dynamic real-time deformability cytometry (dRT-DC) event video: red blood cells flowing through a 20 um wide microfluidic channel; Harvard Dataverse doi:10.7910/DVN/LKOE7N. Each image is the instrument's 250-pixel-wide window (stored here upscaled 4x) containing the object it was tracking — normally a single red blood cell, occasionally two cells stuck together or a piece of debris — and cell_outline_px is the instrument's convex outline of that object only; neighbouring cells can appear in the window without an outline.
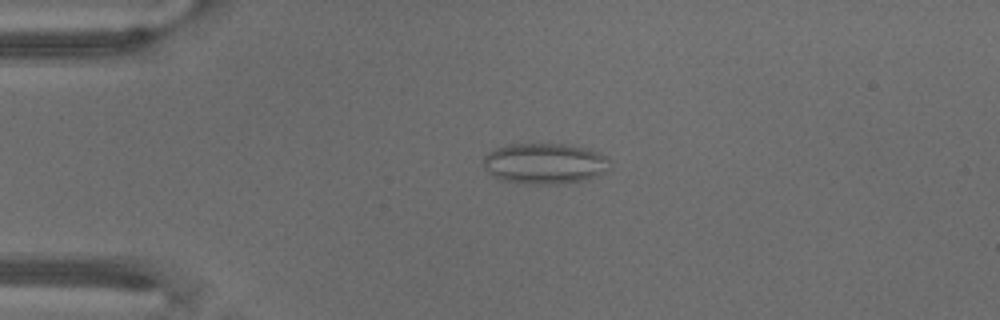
{"species": "common noctule bat (a hibernating species)", "species_latin": "Nyctalus noctula", "temperature_condition": "warm", "stored_images_in_passage": 52, "camera_frame_rate_fps": 3000, "um_per_image_px": 0.085, "animal": {"sex": "male", "body_mass_g": 18.8}, "frame": {"image": 1, "passage_image": 17, "time_ms": 5.333, "image_size_px": [1000, 320], "cell_outline_px": [[612, 168], [588, 180], [560, 184], [520, 184], [500, 180], [492, 176], [480, 164], [484, 156], [488, 152], [496, 148], [508, 144], [572, 144], [588, 148], [600, 152], [608, 156]], "centroid_in_image_um": [46.31, 13.9], "position_along_channel_um": 38.7, "area_um2": 31.04}}
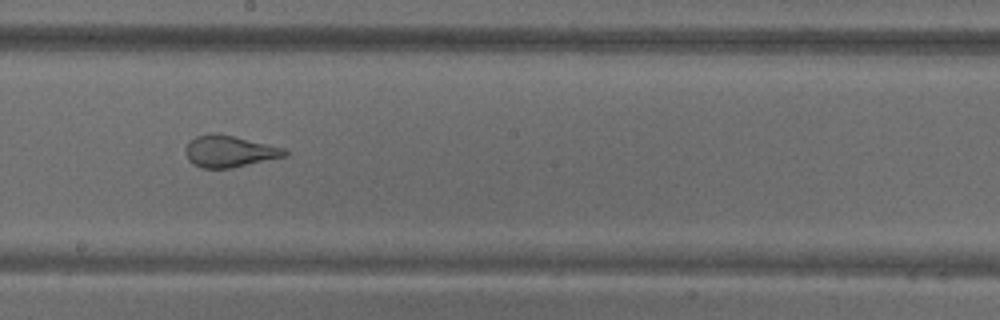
{"frame": {"image": 2, "passage_image": 40, "time_ms": 13.0, "image_size_px": [1000, 320], "cell_outline_px": [[288, 156], [232, 168], [200, 168], [192, 164], [188, 160], [184, 152], [184, 148], [196, 136], [208, 132], [216, 132], [268, 144], [284, 148], [288, 152]], "centroid_in_image_um": [19.47, 12.86], "position_along_channel_um": 228.7, "area_um2": 18.55}}
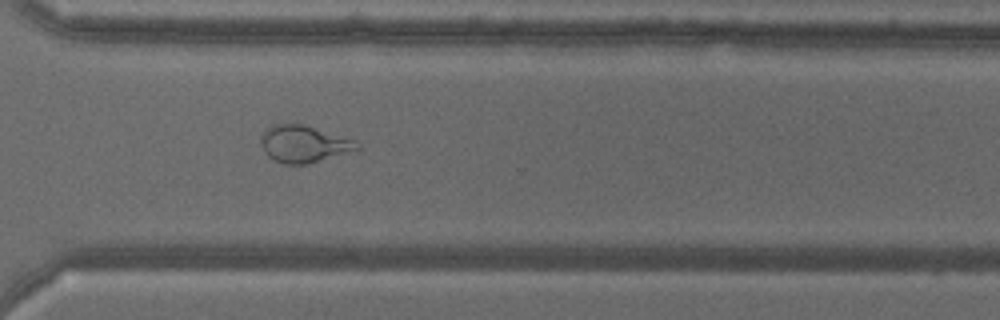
{"frame": {"image": 3, "passage_image": 52, "time_ms": 17.0, "image_size_px": [1000, 320], "cell_outline_px": [[360, 148], [308, 164], [284, 164], [268, 156], [264, 152], [260, 144], [260, 136], [272, 124], [304, 124], [356, 140], [360, 144]], "centroid_in_image_um": [25.8, 12.22], "position_along_channel_um": 344.8, "area_um2": 20.63}}